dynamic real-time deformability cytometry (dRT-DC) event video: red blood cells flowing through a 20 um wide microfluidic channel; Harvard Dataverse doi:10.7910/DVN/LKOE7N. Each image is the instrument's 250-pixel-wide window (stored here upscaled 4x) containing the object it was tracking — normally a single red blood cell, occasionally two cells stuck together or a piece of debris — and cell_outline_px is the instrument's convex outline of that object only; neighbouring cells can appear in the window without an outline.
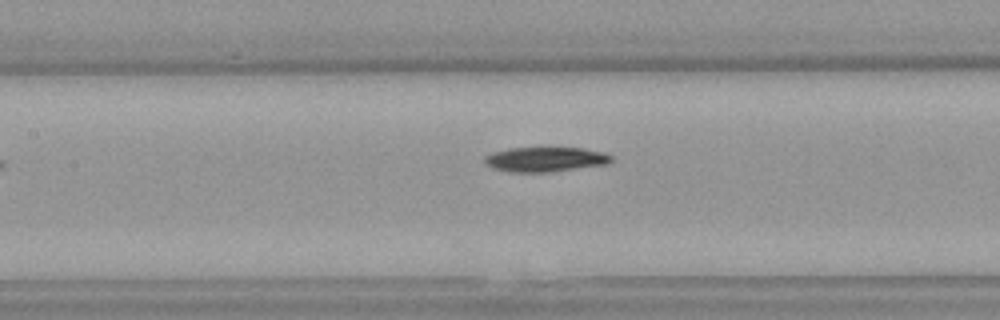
{"species": "Egyptian fruit bat (a non-hibernating species)", "species_latin": "Rousettus aegyptiacus", "temperature_condition": "warm", "stored_images_in_passage": 6, "camera_frame_rate_fps": 3000, "um_per_image_px": 0.085, "animal": {"sex": "female"}, "frame": {"image": 1, "passage_image": 5, "time_ms": 1.333, "image_size_px": [1000, 320], "cell_outline_px": [[612, 160], [608, 164], [552, 172], [508, 172], [492, 168], [484, 164], [484, 156], [492, 152], [508, 148], [544, 144], [584, 148], [604, 152], [612, 156]], "centroid_in_image_um": [46.33, 13.49], "position_along_channel_um": 161.1, "area_um2": 19.59}}